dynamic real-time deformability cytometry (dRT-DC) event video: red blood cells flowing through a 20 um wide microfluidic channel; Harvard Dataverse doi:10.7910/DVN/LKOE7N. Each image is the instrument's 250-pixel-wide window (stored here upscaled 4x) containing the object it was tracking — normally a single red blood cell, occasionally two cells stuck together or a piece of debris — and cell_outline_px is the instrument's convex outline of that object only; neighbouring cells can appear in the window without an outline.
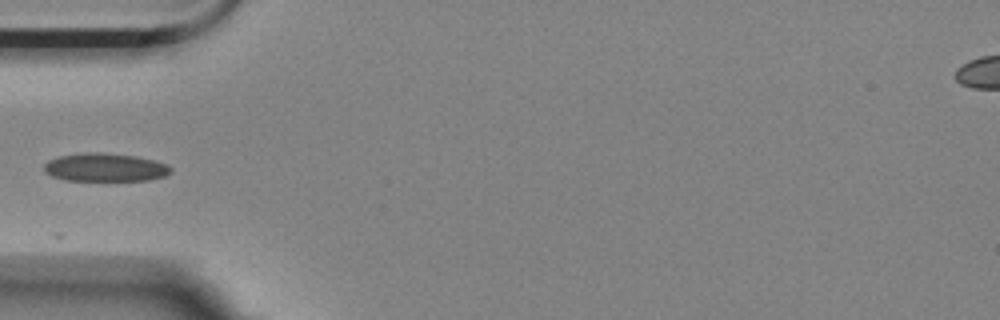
{"species": "Egyptian fruit bat (a non-hibernating species)", "species_latin": "Rousettus aegyptiacus", "temperature_condition": "room temperature", "stored_images_in_passage": 12, "camera_frame_rate_fps": 3000, "um_per_image_px": 0.085, "animal": {"sex": "female"}, "frame": {"image": 1, "passage_image": 1, "time_ms": 0.0, "image_size_px": [1000, 320], "cell_outline_px": [[172, 172], [164, 176], [148, 180], [68, 180], [52, 176], [44, 172], [44, 164], [48, 160], [60, 156], [88, 152], [100, 152], [136, 156], [168, 164], [172, 168]], "centroid_in_image_um": [8.94, 14.22], "position_along_channel_um": 76.1, "area_um2": 20.75}}
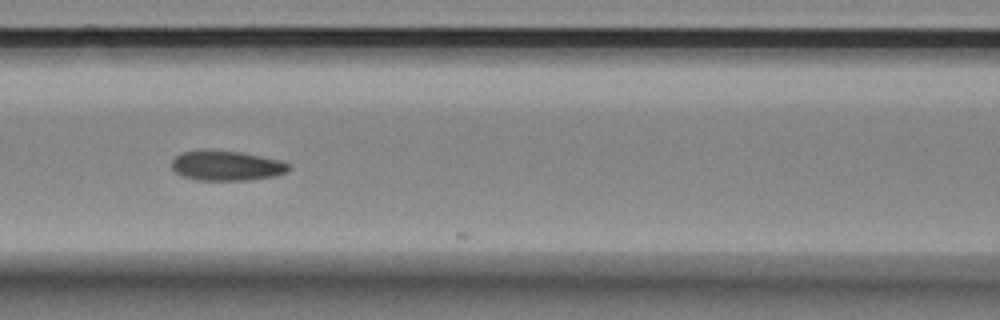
{"frame": {"image": 2, "passage_image": 7, "time_ms": 2.0, "image_size_px": [1000, 320], "cell_outline_px": [[288, 172], [276, 176], [244, 180], [196, 180], [184, 176], [176, 172], [172, 168], [172, 160], [180, 152], [240, 152], [280, 160], [288, 164]], "centroid_in_image_um": [19.28, 14.11], "position_along_channel_um": 147.3, "area_um2": 19.71}}
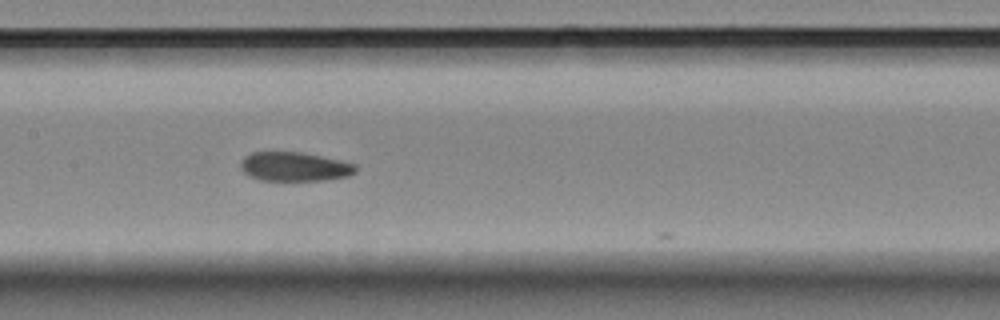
{"frame": {"image": 3, "passage_image": 10, "time_ms": 3.0, "image_size_px": [1000, 320], "cell_outline_px": [[356, 172], [348, 176], [324, 180], [260, 180], [248, 176], [240, 168], [240, 164], [244, 156], [252, 152], [300, 152], [340, 160], [356, 164]], "centroid_in_image_um": [25.01, 14.16], "position_along_channel_um": 182.4, "area_um2": 19.48}}